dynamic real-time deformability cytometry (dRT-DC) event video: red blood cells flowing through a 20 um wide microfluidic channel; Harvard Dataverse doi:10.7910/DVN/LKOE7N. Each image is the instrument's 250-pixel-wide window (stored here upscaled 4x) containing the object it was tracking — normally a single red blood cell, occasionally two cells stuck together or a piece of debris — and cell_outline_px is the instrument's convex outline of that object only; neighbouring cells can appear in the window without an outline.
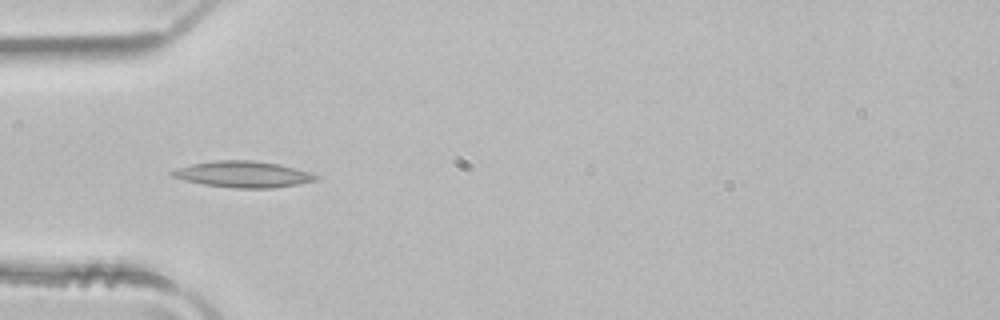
{"species": "common noctule bat (a hibernating species)", "species_latin": "Nyctalus noctula", "temperature_condition": "room temperature", "stored_images_in_passage": 3, "camera_frame_rate_fps": 3000, "um_per_image_px": 0.085, "animal": {"sex": "male", "body_mass_g": 21.5, "forearm_length_mm": 52.0}, "frame": {"image": 1, "passage_image": 3, "time_ms": 0.667, "image_size_px": [1000, 320], "cell_outline_px": [[320, 176], [316, 180], [296, 184], [272, 188], [232, 188], [204, 184], [184, 180], [172, 176], [168, 172], [176, 168], [192, 164], [216, 160], [252, 160], [280, 164], [296, 168]], "centroid_in_image_um": [20.64, 14.81], "position_along_channel_um": 64.4, "area_um2": 21.91}}